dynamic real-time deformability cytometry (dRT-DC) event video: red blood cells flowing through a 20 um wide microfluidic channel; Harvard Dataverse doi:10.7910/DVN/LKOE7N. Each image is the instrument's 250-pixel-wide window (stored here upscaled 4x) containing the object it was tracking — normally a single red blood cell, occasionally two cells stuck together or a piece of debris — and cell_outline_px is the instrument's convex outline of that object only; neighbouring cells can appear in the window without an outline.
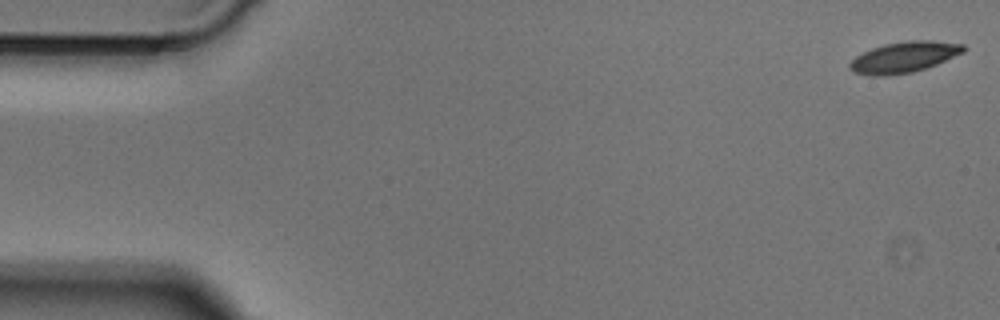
{"species": "Egyptian fruit bat (a non-hibernating species)", "species_latin": "Rousettus aegyptiacus", "temperature_condition": "cold", "stored_images_in_passage": 49, "camera_frame_rate_fps": 3000, "um_per_image_px": 0.085, "animal": {"sex": "male"}, "frame": {"image": 1, "passage_image": 1, "time_ms": 0.0, "image_size_px": [1000, 320], "cell_outline_px": [[968, 48], [964, 52], [936, 64], [912, 72], [888, 76], [868, 76], [856, 72], [848, 68], [848, 64], [856, 56], [872, 48], [884, 44], [908, 40], [932, 40], [964, 44]], "centroid_in_image_um": [76.85, 4.85], "position_along_channel_um": 8.2, "area_um2": 20.52}}
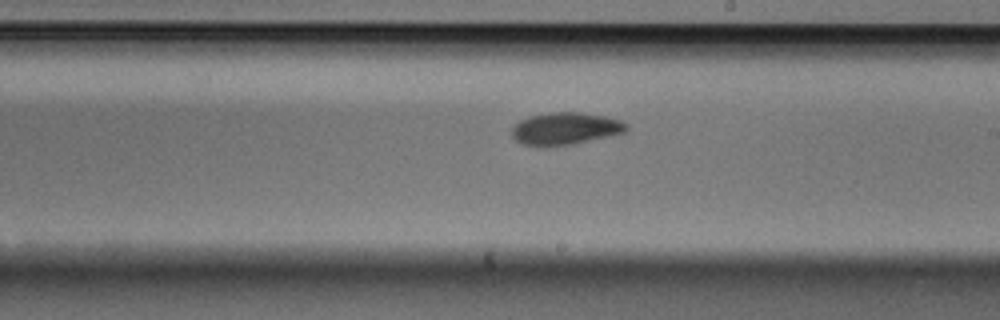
{"frame": {"image": 2, "passage_image": 28, "time_ms": 9.0, "image_size_px": [1000, 320], "cell_outline_px": [[628, 128], [624, 132], [612, 136], [572, 144], [524, 144], [516, 140], [512, 136], [512, 128], [520, 120], [528, 116], [552, 112], [580, 112], [604, 116], [620, 120], [628, 124]], "centroid_in_image_um": [48.1, 10.9], "position_along_channel_um": 240.9, "area_um2": 21.1}}
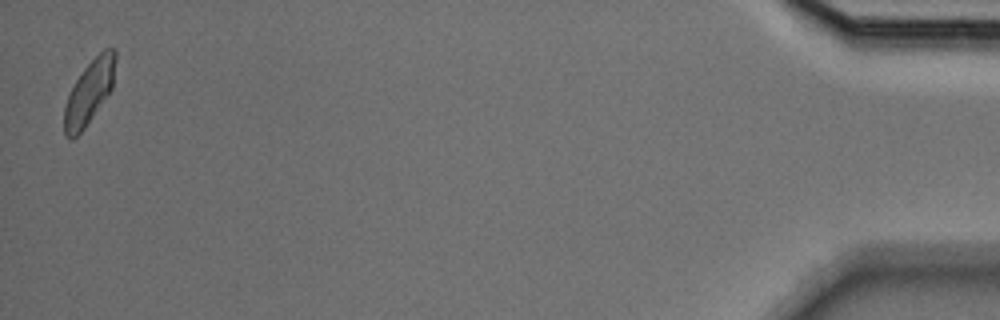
{"frame": {"image": 3, "passage_image": 49, "time_ms": 16.0, "image_size_px": [1000, 320], "cell_outline_px": [[116, 60], [112, 88], [84, 128], [72, 140], [64, 136], [64, 108], [68, 92], [84, 68], [104, 48], [112, 48], [116, 52]], "centroid_in_image_um": [7.56, 7.84], "position_along_channel_um": 427.6, "area_um2": 18.84}}